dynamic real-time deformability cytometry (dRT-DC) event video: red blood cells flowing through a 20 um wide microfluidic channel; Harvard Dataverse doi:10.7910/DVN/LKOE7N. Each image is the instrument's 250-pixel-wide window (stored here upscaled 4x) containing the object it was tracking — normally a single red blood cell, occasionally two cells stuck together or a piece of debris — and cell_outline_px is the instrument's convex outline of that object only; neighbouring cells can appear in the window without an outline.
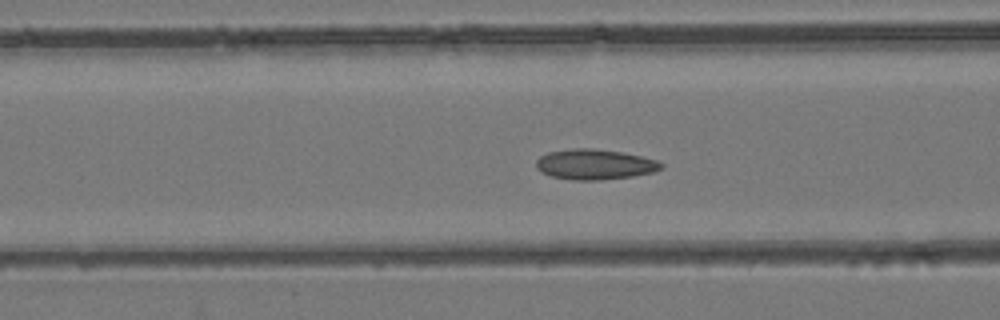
{"species": "common noctule bat (a hibernating species)", "species_latin": "Nyctalus noctula", "temperature_condition": "room temperature", "stored_images_in_passage": 37, "camera_frame_rate_fps": 3000, "um_per_image_px": 0.085, "animal": {"sex": "female", "body_mass_g": 24.6, "forearm_length_mm": 56.2}, "frame": {"image": 1, "passage_image": 14, "time_ms": 4.333, "image_size_px": [1000, 320], "cell_outline_px": [[664, 168], [652, 172], [632, 176], [600, 180], [572, 180], [552, 176], [540, 172], [536, 168], [536, 160], [540, 156], [548, 152], [572, 148], [592, 148], [624, 152], [656, 160], [664, 164]], "centroid_in_image_um": [50.54, 13.97], "position_along_channel_um": 116.1, "area_um2": 22.2}}
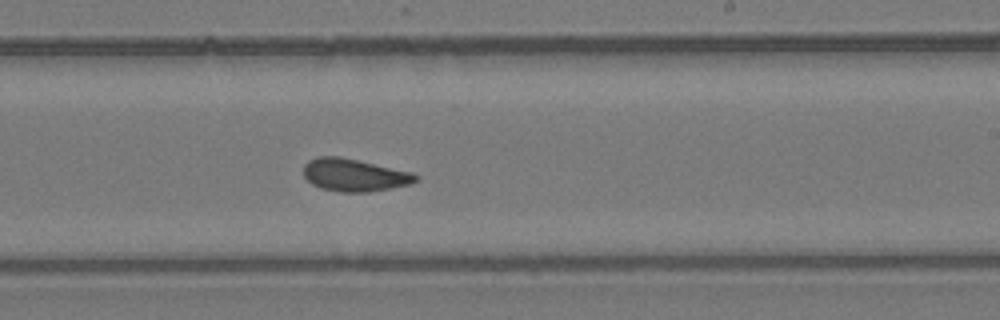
{"frame": {"image": 2, "passage_image": 24, "time_ms": 7.667, "image_size_px": [1000, 320], "cell_outline_px": [[420, 176], [412, 184], [368, 192], [340, 192], [320, 188], [312, 184], [304, 176], [304, 164], [308, 160], [320, 156], [340, 156], [412, 172]], "centroid_in_image_um": [30.11, 14.88], "position_along_channel_um": 258.9, "area_um2": 21.33}}
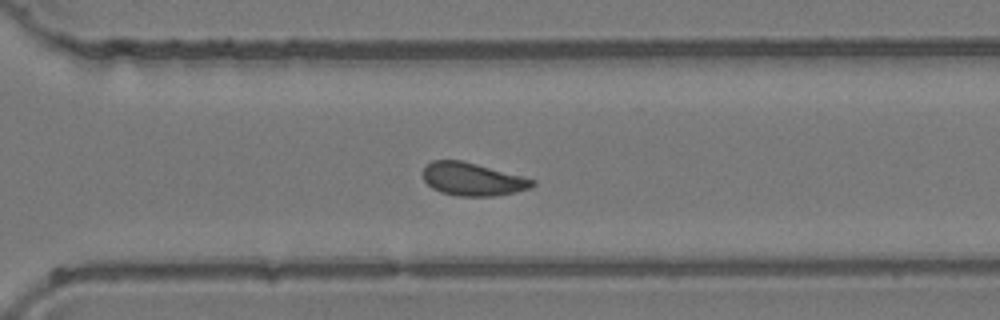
{"frame": {"image": 3, "passage_image": 29, "time_ms": 9.333, "image_size_px": [1000, 320], "cell_outline_px": [[536, 184], [532, 188], [496, 196], [456, 196], [440, 192], [432, 188], [424, 180], [424, 168], [432, 160], [460, 160], [476, 164], [536, 180]], "centroid_in_image_um": [40.18, 15.25], "position_along_channel_um": 330.4, "area_um2": 20.87}}